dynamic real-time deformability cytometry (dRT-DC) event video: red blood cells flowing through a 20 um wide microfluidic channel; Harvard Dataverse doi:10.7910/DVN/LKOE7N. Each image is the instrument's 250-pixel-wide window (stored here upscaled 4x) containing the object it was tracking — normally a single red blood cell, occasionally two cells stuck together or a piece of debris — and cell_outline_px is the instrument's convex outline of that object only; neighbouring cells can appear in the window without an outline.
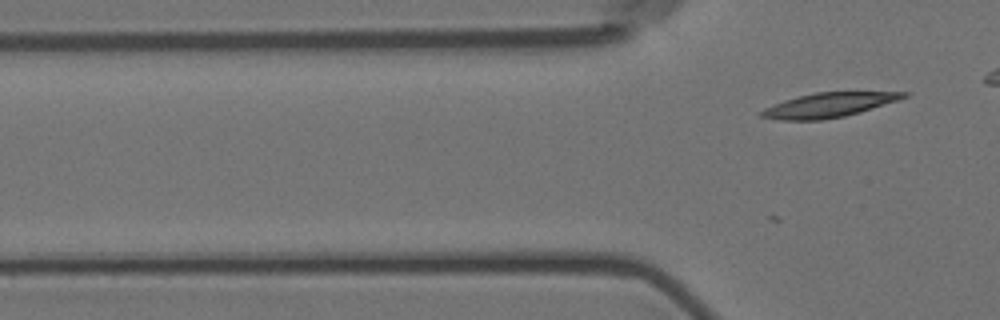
{"species": "Egyptian fruit bat (a non-hibernating species)", "species_latin": "Rousettus aegyptiacus", "temperature_condition": "room temperature", "stored_images_in_passage": 8, "segment_of_instrument_passage": [2, 2], "camera_frame_rate_fps": 3000, "um_per_image_px": 0.085, "animal": {"sex": "female"}, "frame": {"image": 1, "passage_image": 8, "time_ms": 2.333, "image_size_px": [1000, 320], "cell_outline_px": [[912, 92], [908, 96], [860, 112], [844, 116], [820, 120], [780, 120], [760, 116], [760, 112], [764, 108], [784, 100], [816, 92]], "centroid_in_image_um": [70.42, 8.93], "position_along_channel_um": 55.4, "area_um2": 19.94}}